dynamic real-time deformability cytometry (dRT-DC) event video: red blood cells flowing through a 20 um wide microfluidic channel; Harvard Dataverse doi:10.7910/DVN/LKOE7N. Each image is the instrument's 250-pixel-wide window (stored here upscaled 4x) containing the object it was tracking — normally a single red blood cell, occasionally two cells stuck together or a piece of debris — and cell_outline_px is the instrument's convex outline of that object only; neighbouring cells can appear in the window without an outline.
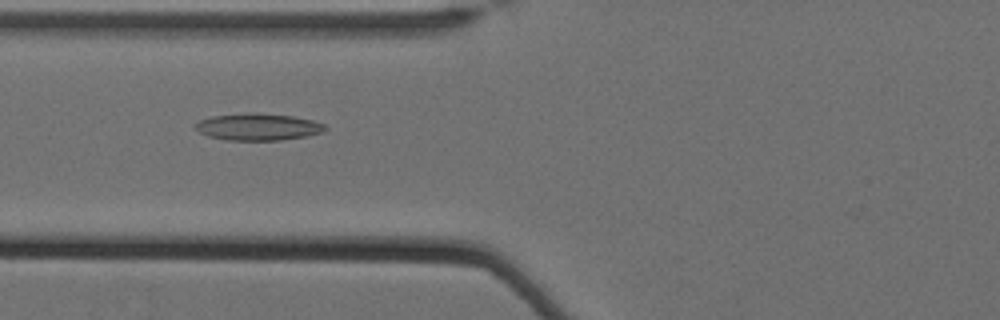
{"species": "Egyptian fruit bat (a non-hibernating species)", "species_latin": "Rousettus aegyptiacus", "temperature_condition": "cold", "stored_images_in_passage": 57, "camera_frame_rate_fps": 3000, "um_per_image_px": 0.085, "animal": {"sex": "female"}, "frame": {"image": 1, "passage_image": 28, "time_ms": 9.0, "image_size_px": [1000, 320], "cell_outline_px": [[328, 128], [324, 132], [308, 136], [280, 140], [228, 140], [208, 136], [200, 132], [192, 124], [200, 120], [212, 116], [248, 112], [292, 116], [312, 120], [324, 124]], "centroid_in_image_um": [21.94, 10.78], "position_along_channel_um": 103.9, "area_um2": 20.4}}
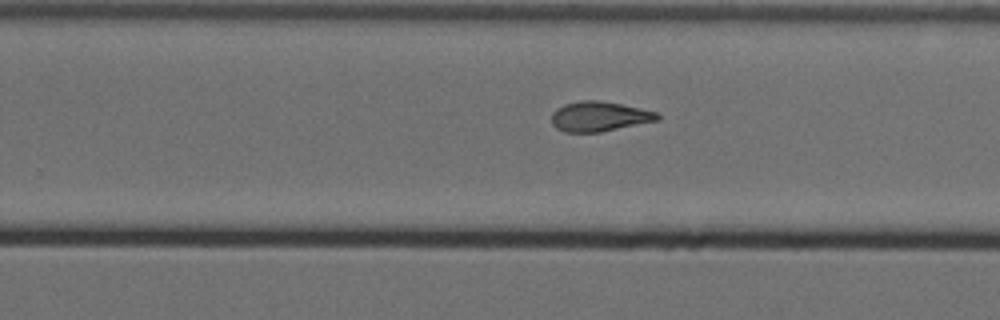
{"frame": {"image": 2, "passage_image": 43, "time_ms": 14.0, "image_size_px": [1000, 320], "cell_outline_px": [[660, 120], [600, 132], [564, 132], [556, 128], [552, 124], [552, 112], [556, 108], [564, 104], [580, 100], [600, 100], [640, 108], [656, 112], [660, 116]], "centroid_in_image_um": [50.92, 9.89], "position_along_channel_um": 278.9, "area_um2": 18.5}}
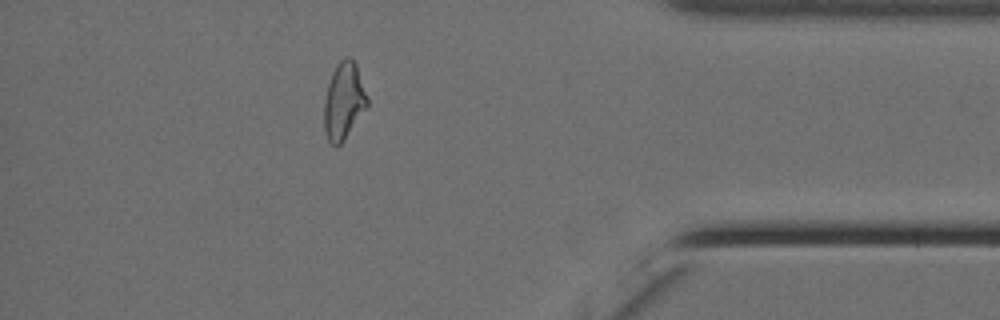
{"frame": {"image": 3, "passage_image": 56, "time_ms": 18.333, "image_size_px": [1000, 320], "cell_outline_px": [[368, 104], [344, 140], [340, 144], [332, 144], [328, 140], [324, 128], [324, 100], [328, 84], [332, 72], [336, 64], [344, 56], [352, 56], [356, 64], [368, 100]], "centroid_in_image_um": [29.2, 8.53], "position_along_channel_um": 406.0, "area_um2": 19.13}}